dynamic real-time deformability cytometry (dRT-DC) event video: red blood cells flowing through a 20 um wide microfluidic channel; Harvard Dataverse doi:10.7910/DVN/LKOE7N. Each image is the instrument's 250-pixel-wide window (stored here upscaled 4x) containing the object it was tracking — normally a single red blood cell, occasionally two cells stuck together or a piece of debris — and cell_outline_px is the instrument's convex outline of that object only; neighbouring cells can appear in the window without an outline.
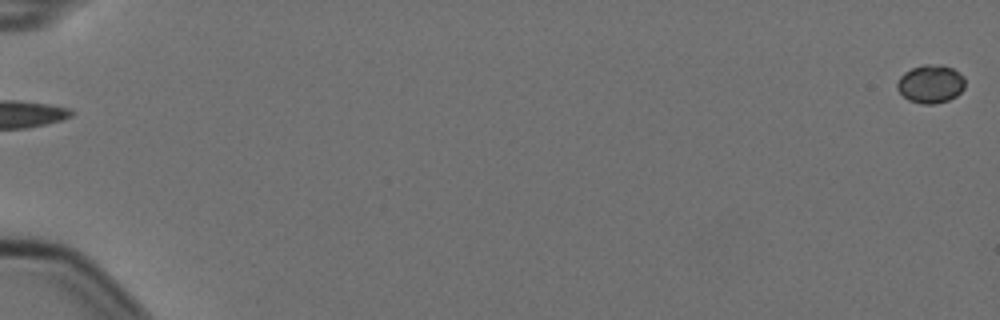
{"species": "Egyptian fruit bat (a non-hibernating species)", "species_latin": "Rousettus aegyptiacus", "temperature_condition": "cold", "stored_images_in_passage": 4, "segment_of_instrument_passage": [2, 2], "camera_frame_rate_fps": 3000, "um_per_image_px": 0.085, "animal": {"sex": "female"}, "frame": {"image": 1, "passage_image": 4, "time_ms": 1.0, "image_size_px": [1000, 320], "cell_outline_px": [[964, 88], [956, 96], [948, 100], [936, 104], [920, 104], [908, 100], [896, 88], [896, 84], [900, 76], [904, 72], [912, 68], [924, 64], [940, 64], [952, 68], [964, 76]], "centroid_in_image_um": [79.09, 7.13], "position_along_channel_um": 5.9, "area_um2": 15.26}}